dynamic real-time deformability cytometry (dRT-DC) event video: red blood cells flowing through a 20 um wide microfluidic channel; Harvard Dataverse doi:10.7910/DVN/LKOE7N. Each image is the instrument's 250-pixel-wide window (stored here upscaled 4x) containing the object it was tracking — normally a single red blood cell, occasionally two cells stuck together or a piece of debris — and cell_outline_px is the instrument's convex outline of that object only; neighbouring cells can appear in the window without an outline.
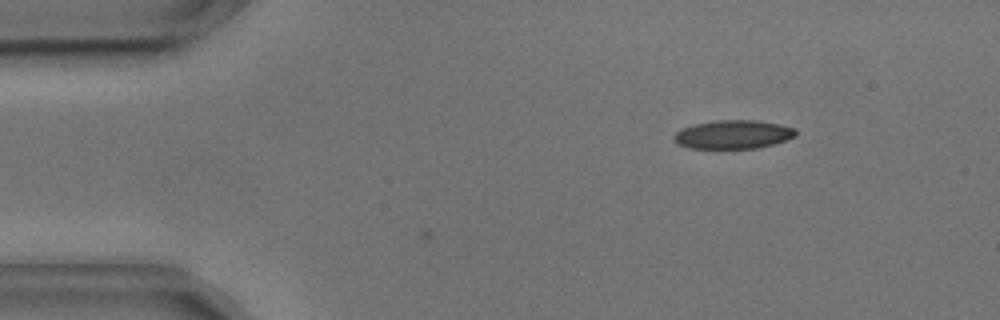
{"species": "common noctule bat (a hibernating species)", "species_latin": "Nyctalus noctula", "temperature_condition": "cold", "stored_images_in_passage": 4, "camera_frame_rate_fps": 3000, "um_per_image_px": 0.085, "animal": {"sex": "male", "body_mass_g": 17.9, "forearm_length_mm": 54.2}, "frame": {"image": 1, "passage_image": 2, "time_ms": 0.333, "image_size_px": [1000, 320], "cell_outline_px": [[796, 136], [772, 144], [756, 148], [688, 148], [676, 144], [672, 140], [672, 136], [676, 132], [684, 128], [696, 124], [716, 120], [756, 120], [780, 124], [796, 128]], "centroid_in_image_um": [62.29, 11.43], "position_along_channel_um": 22.7, "area_um2": 20.29}}